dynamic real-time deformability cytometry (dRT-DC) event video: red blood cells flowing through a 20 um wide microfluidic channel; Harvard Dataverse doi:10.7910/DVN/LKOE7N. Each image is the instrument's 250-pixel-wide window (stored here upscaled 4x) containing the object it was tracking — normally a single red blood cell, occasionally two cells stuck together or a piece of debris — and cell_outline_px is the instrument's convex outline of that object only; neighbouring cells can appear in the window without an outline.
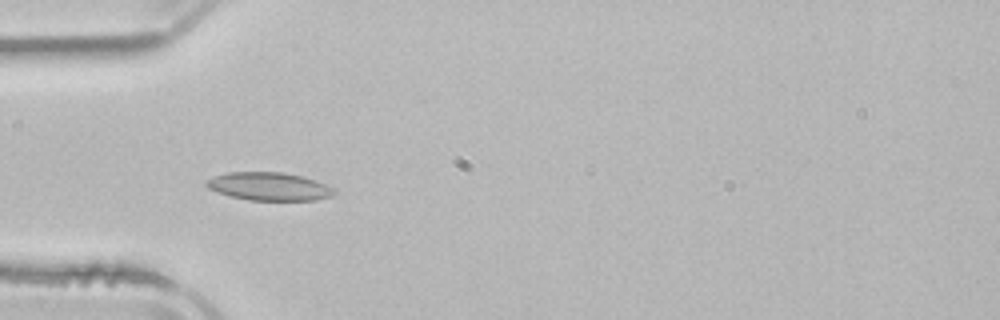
{"species": "common noctule bat (a hibernating species)", "species_latin": "Nyctalus noctula", "temperature_condition": "room temperature", "stored_images_in_passage": 6, "camera_frame_rate_fps": 3000, "um_per_image_px": 0.085, "animal": {"sex": "male", "body_mass_g": 21.5, "forearm_length_mm": 52.0}, "frame": {"image": 1, "passage_image": 4, "time_ms": 5.333, "image_size_px": [1000, 320], "cell_outline_px": [[336, 192], [332, 196], [316, 200], [248, 200], [228, 196], [208, 188], [204, 184], [208, 180], [216, 176], [228, 172], [280, 172], [304, 176], [316, 180], [332, 188]], "centroid_in_image_um": [22.88, 15.85], "position_along_channel_um": 62.1, "area_um2": 20.87}}
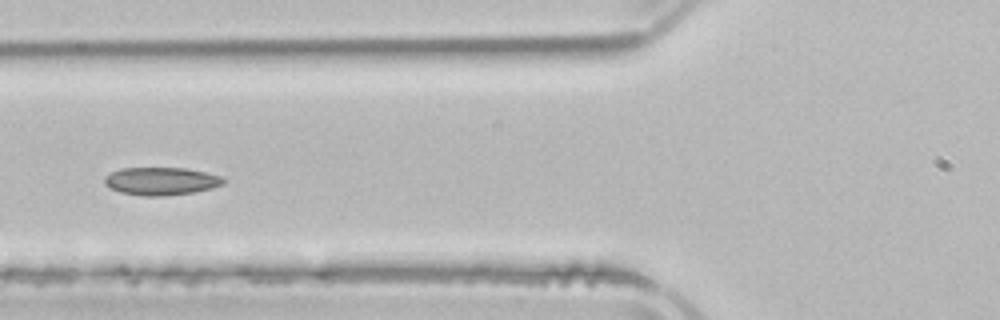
{"frame": {"image": 2, "passage_image": 5, "time_ms": 6.667, "image_size_px": [1000, 320], "cell_outline_px": [[224, 184], [212, 188], [196, 192], [164, 196], [140, 196], [120, 192], [108, 188], [104, 184], [104, 176], [120, 168], [184, 168], [224, 176]], "centroid_in_image_um": [13.68, 15.41], "position_along_channel_um": 112.1, "area_um2": 19.54}}
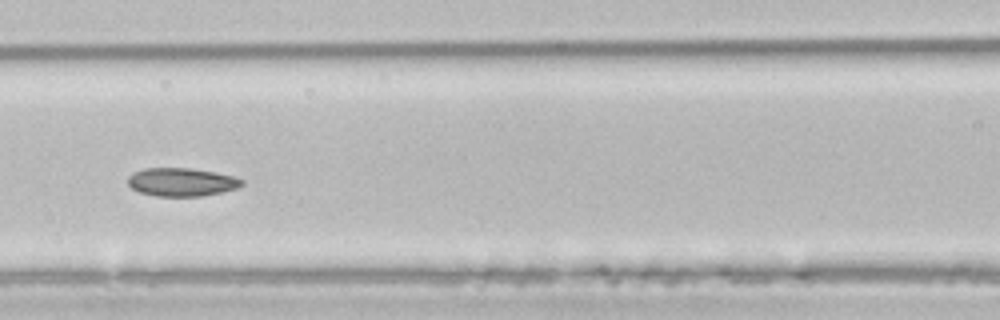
{"frame": {"image": 3, "passage_image": 6, "time_ms": 7.667, "image_size_px": [1000, 320], "cell_outline_px": [[244, 184], [236, 188], [220, 192], [200, 196], [156, 196], [140, 192], [132, 188], [128, 184], [128, 176], [132, 172], [144, 168], [192, 168], [232, 176], [244, 180]], "centroid_in_image_um": [15.4, 15.47], "position_along_channel_um": 151.2, "area_um2": 18.67}}